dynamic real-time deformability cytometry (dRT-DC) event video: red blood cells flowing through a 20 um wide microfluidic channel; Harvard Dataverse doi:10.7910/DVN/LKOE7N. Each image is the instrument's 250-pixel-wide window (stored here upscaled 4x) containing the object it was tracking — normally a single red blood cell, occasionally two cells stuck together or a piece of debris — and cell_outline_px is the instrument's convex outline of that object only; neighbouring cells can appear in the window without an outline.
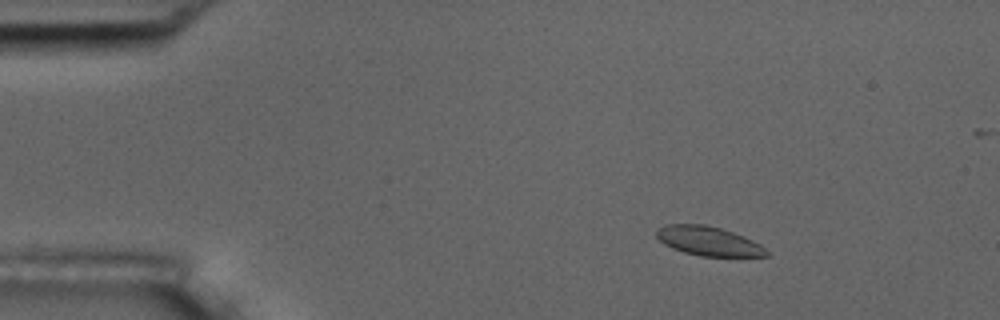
{"species": "common noctule bat (a hibernating species)", "species_latin": "Nyctalus noctula", "temperature_condition": "room temperature", "stored_images_in_passage": 15, "camera_frame_rate_fps": 3000, "um_per_image_px": 0.085, "animal": {"sex": "male", "body_mass_g": 17.5, "forearm_length_mm": 52.3}, "frame": {"image": 1, "passage_image": 3, "time_ms": 2.333, "image_size_px": [1000, 320], "cell_outline_px": [[768, 256], [700, 256], [684, 252], [672, 248], [664, 244], [656, 236], [656, 228], [664, 224], [704, 224], [720, 228], [732, 232], [752, 240], [760, 244], [768, 252]], "centroid_in_image_um": [60.17, 20.48], "position_along_channel_um": 24.8, "area_um2": 18.61}}
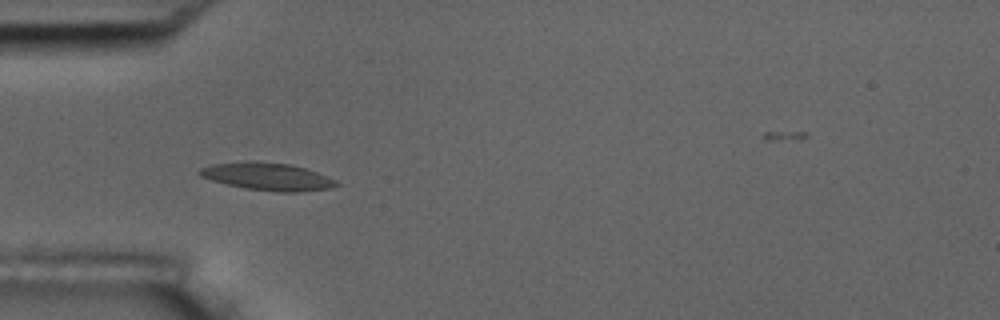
{"frame": {"image": 2, "passage_image": 5, "time_ms": 5.333, "image_size_px": [1000, 320], "cell_outline_px": [[340, 184], [332, 188], [300, 192], [276, 192], [244, 188], [212, 180], [200, 176], [196, 172], [200, 168], [212, 164], [252, 160], [288, 164], [304, 168], [328, 176], [336, 180]], "centroid_in_image_um": [22.73, 15.0], "position_along_channel_um": 62.3, "area_um2": 22.08}}
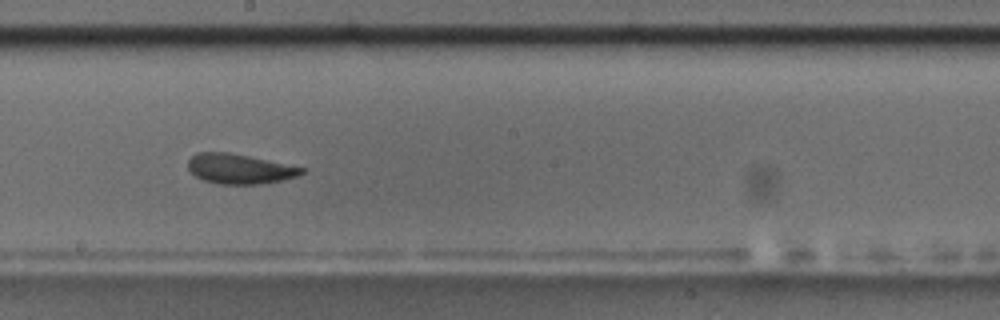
{"frame": {"image": 3, "passage_image": 9, "time_ms": 10.0, "image_size_px": [1000, 320], "cell_outline_px": [[308, 168], [304, 172], [296, 176], [280, 180], [260, 184], [220, 184], [204, 180], [196, 176], [188, 168], [188, 160], [196, 152], [228, 152]], "centroid_in_image_um": [20.36, 14.34], "position_along_channel_um": 227.8, "area_um2": 19.65}, "authors_computed_cell_mechanics": {"area_um2": 19.9988, "velocity_mm_per_s": 3.5986, "shape_relaxation_time_tau1_ms": 2.262, "shape_relaxation_time_tau2_ms": 1.0541, "deformation_change_tau1": 0.1036, "deformation_change_tau2": 0.0814}}